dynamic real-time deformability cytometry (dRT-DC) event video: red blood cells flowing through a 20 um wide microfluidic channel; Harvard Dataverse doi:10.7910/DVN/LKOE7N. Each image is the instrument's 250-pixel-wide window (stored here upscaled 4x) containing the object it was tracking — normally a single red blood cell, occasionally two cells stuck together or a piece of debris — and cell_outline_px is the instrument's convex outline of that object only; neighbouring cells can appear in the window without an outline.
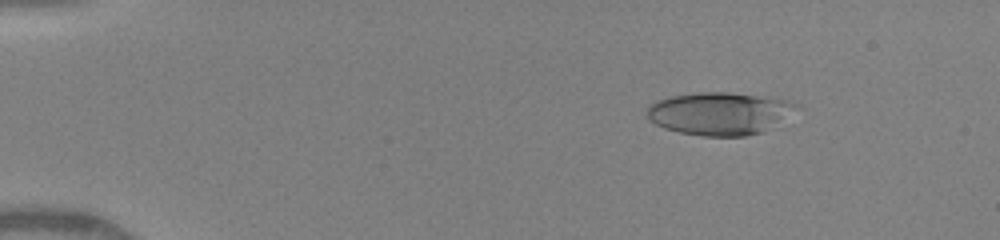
{"species": "human", "species_latin": "Homo sapiens", "temperature_condition": "warm", "stored_images_in_passage": 19, "camera_frame_rate_fps": 3000, "um_per_image_px": 0.085, "donor": {"sex": "female"}, "frame": {"image": 1, "passage_image": 3, "time_ms": 0.333, "image_size_px": [1000, 240], "cell_outline_px": [[800, 104], [760, 132], [744, 136], [704, 136], [680, 132], [664, 128], [648, 120], [648, 108], [656, 100], [672, 96], [700, 92], [728, 92], [784, 100]], "centroid_in_image_um": [61.03, 9.64], "position_along_channel_um": 24.0, "area_um2": 35.89}}
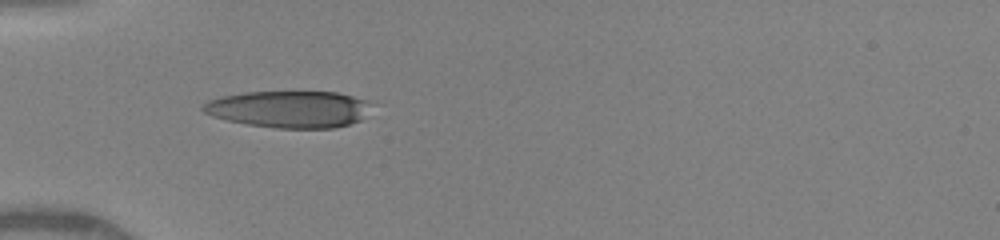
{"frame": {"image": 2, "passage_image": 18, "time_ms": 3.333, "image_size_px": [1000, 240], "cell_outline_px": [[368, 100], [360, 120], [348, 124], [332, 128], [276, 128], [248, 124], [228, 120], [212, 116], [204, 112], [200, 108], [200, 104], [208, 100], [220, 96], [244, 92], [336, 92]], "centroid_in_image_um": [24.45, 9.27], "position_along_channel_um": 60.5, "area_um2": 35.78}}